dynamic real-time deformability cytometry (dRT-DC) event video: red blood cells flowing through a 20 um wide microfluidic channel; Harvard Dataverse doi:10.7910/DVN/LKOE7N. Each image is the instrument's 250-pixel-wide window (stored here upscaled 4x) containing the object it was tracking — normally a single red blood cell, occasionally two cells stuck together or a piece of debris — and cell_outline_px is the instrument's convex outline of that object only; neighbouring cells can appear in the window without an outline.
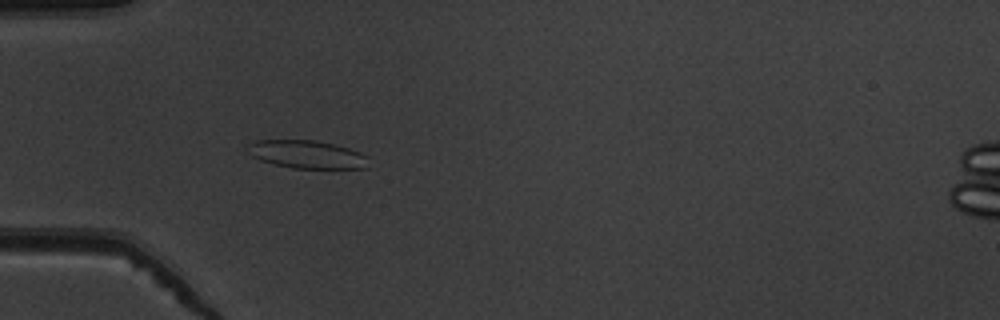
{"species": "common noctule bat (a hibernating species)", "species_latin": "Nyctalus noctula", "temperature_condition": "warm", "stored_images_in_passage": 53, "camera_frame_rate_fps": 3000, "um_per_image_px": 0.085, "animal": {"sex": "male", "body_mass_g": 19.5, "forearm_length_mm": 54.6}, "frame": {"image": 1, "passage_image": 17, "time_ms": 5.333, "image_size_px": [1000, 320], "cell_outline_px": [[368, 168], [292, 168], [272, 164], [260, 160], [252, 156], [248, 152], [248, 144], [252, 140], [316, 140], [348, 148], [360, 152], [368, 156]], "centroid_in_image_um": [26.07, 13.12], "position_along_channel_um": 58.9, "area_um2": 19.83}}
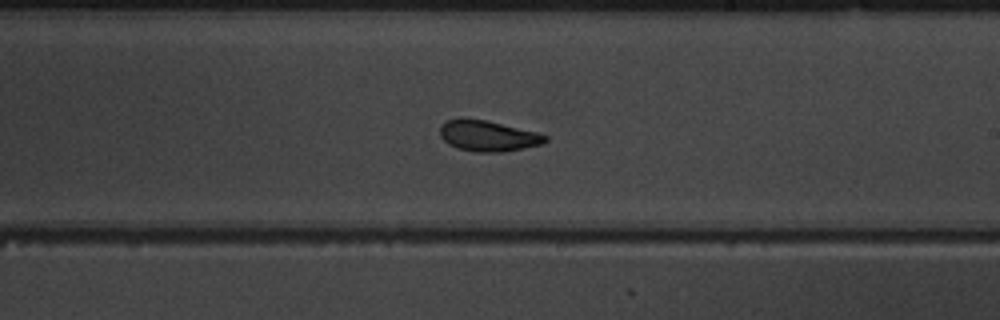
{"frame": {"image": 2, "passage_image": 32, "time_ms": 10.333, "image_size_px": [1000, 320], "cell_outline_px": [[548, 140], [544, 144], [504, 152], [476, 152], [456, 148], [448, 144], [440, 136], [440, 124], [444, 120], [460, 116], [464, 116], [484, 120], [540, 132], [548, 136]], "centroid_in_image_um": [41.46, 11.53], "position_along_channel_um": 247.5, "area_um2": 19.54}}
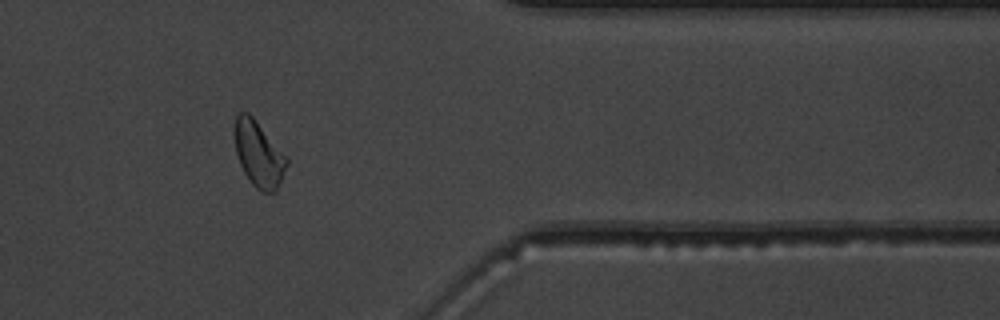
{"frame": {"image": 3, "passage_image": 44, "time_ms": 14.333, "image_size_px": [1000, 320], "cell_outline_px": [[288, 164], [276, 192], [264, 192], [256, 188], [252, 184], [244, 172], [240, 164], [236, 152], [232, 132], [236, 116], [240, 112], [248, 112], [252, 116], [288, 160]], "centroid_in_image_um": [21.94, 13.09], "position_along_channel_um": 389.5, "area_um2": 19.71}, "authors_computed_cell_mechanics": {"area_um2": 19.8254, "velocity_mm_per_s": 3.9056, "shape_relaxation_time_tau1_ms": 2.7117, "shape_relaxation_time_tau2_ms": 1.6949, "deformation_change_tau1": 0.1026, "deformation_change_tau2": 0.0957}}